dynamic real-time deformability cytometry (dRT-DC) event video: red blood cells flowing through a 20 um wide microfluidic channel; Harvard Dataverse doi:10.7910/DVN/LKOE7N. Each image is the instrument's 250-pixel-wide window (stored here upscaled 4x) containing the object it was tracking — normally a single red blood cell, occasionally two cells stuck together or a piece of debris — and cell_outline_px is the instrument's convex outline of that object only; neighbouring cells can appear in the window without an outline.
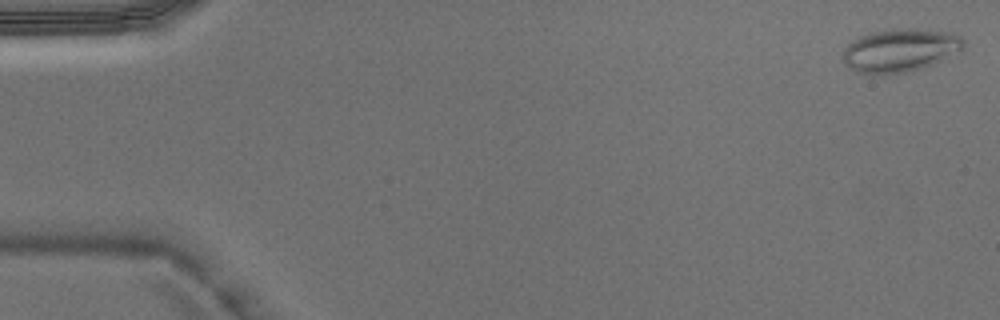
{"species": "Egyptian fruit bat (a non-hibernating species)", "species_latin": "Rousettus aegyptiacus", "temperature_condition": "warm", "stored_images_in_passage": 4, "camera_frame_rate_fps": 3000, "um_per_image_px": 0.085, "animal": {"sex": "male"}, "frame": {"image": 1, "passage_image": 1, "time_ms": 0.0, "image_size_px": [1000, 320], "cell_outline_px": [[964, 48], [932, 64], [920, 68], [904, 72], [884, 76], [872, 76], [856, 72], [848, 68], [844, 64], [840, 52], [852, 40], [868, 32], [892, 28], [916, 28], [952, 32], [960, 36], [964, 40]], "centroid_in_image_um": [76.41, 4.28], "position_along_channel_um": 8.6, "area_um2": 31.15}}